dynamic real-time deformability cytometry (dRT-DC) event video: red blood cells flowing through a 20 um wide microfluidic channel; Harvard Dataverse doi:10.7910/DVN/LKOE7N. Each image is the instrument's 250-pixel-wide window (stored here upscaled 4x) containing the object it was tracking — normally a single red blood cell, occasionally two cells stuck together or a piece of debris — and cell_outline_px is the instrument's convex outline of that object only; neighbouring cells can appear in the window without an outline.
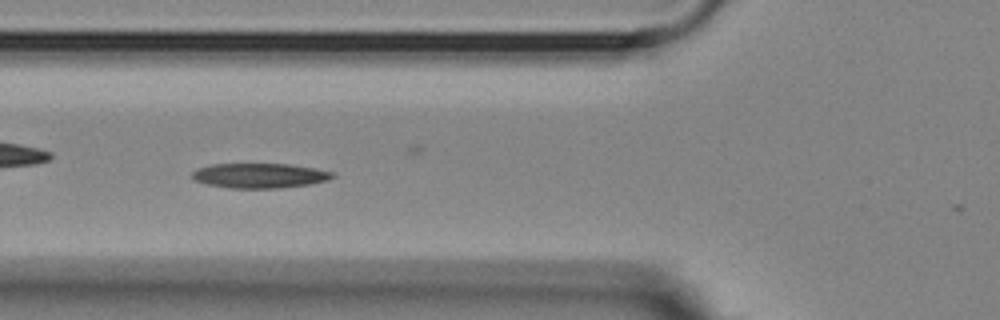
{"species": "Egyptian fruit bat (a non-hibernating species)", "species_latin": "Rousettus aegyptiacus", "temperature_condition": "room temperature", "stored_images_in_passage": 35, "camera_frame_rate_fps": 3000, "um_per_image_px": 0.085, "animal": {"sex": "female"}, "frame": {"image": 1, "passage_image": 5, "time_ms": 1.333, "image_size_px": [1000, 320], "cell_outline_px": [[336, 176], [328, 180], [312, 184], [276, 188], [228, 188], [208, 184], [196, 180], [192, 176], [192, 172], [196, 168], [212, 164], [288, 164], [336, 172]], "centroid_in_image_um": [22.1, 14.92], "position_along_channel_um": 103.7, "area_um2": 20.29}}
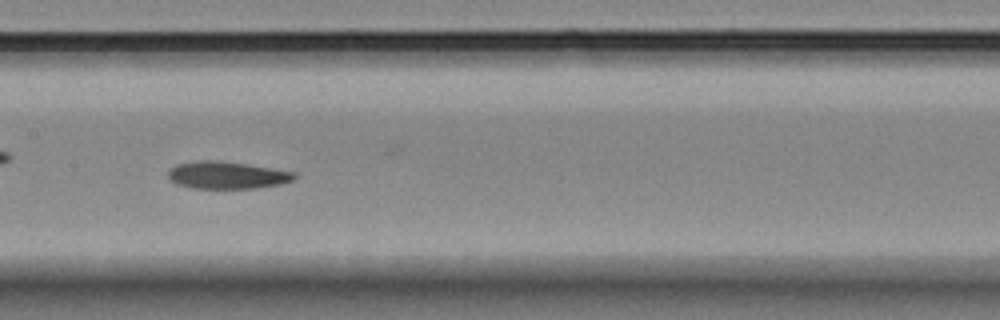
{"frame": {"image": 2, "passage_image": 12, "time_ms": 3.667, "image_size_px": [1000, 320], "cell_outline_px": [[296, 176], [292, 180], [280, 184], [256, 188], [188, 188], [176, 184], [168, 180], [168, 172], [176, 164], [204, 160], [212, 160], [248, 164], [296, 172]], "centroid_in_image_um": [19.26, 14.89], "position_along_channel_um": 188.1, "area_um2": 20.06}}
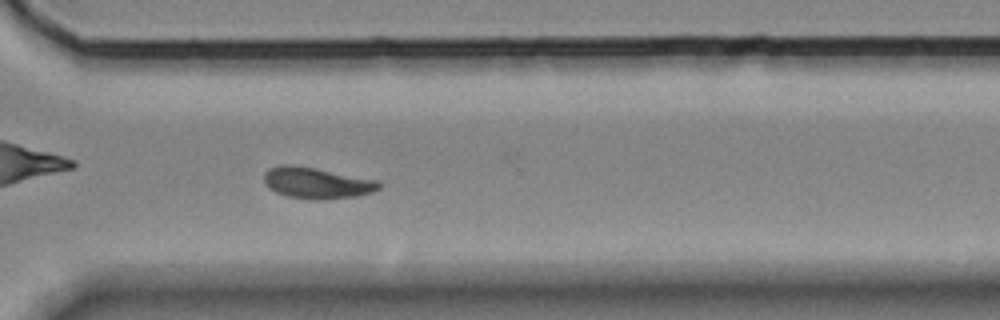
{"frame": {"image": 3, "passage_image": 25, "time_ms": 8.0, "image_size_px": [1000, 320], "cell_outline_px": [[380, 188], [372, 192], [356, 196], [324, 200], [316, 200], [288, 196], [276, 192], [268, 188], [264, 180], [264, 172], [268, 168], [280, 164], [292, 164], [380, 180]], "centroid_in_image_um": [26.91, 15.54], "position_along_channel_um": 343.7, "area_um2": 21.04}, "authors_computed_cell_mechanics": {"area_um2": 20.2878, "velocity_mm_per_s": 3.5947, "shape_relaxation_time_tau1_ms": 4.5512, "shape_relaxation_time_tau2_ms": 3.1937, "deformation_change_tau1": 0.142, "deformation_change_tau2": 0.0796}}